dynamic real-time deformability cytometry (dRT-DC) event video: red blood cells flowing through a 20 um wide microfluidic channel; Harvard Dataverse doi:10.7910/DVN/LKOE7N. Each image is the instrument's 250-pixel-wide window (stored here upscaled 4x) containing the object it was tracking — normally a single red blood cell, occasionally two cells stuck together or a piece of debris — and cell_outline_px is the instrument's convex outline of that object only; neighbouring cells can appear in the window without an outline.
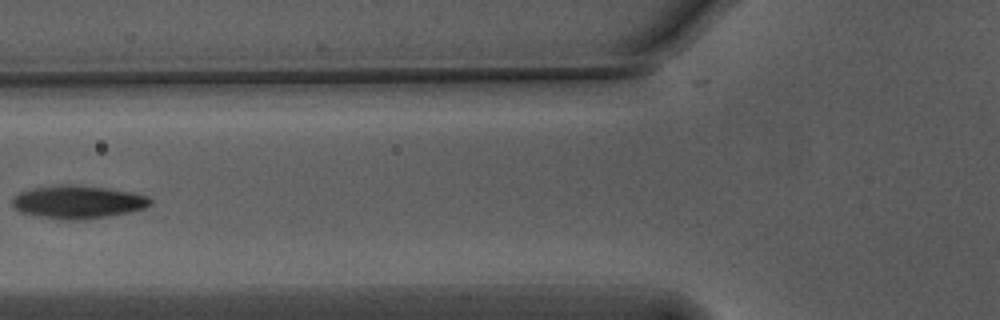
{"species": "Egyptian fruit bat (a non-hibernating species)", "species_latin": "Rousettus aegyptiacus", "temperature_condition": "warm", "stored_images_in_passage": 33, "camera_frame_rate_fps": 3000, "um_per_image_px": 0.085, "animal": {"sex": "male"}, "frame": {"image": 1, "passage_image": 2, "time_ms": 0.333, "image_size_px": [1000, 320], "cell_outline_px": [[152, 204], [144, 208], [132, 212], [108, 216], [80, 220], [64, 220], [36, 216], [20, 212], [12, 204], [12, 196], [20, 192], [32, 188], [60, 184], [68, 184], [104, 188], [128, 192], [148, 196], [152, 200]], "centroid_in_image_um": [6.59, 17.18], "position_along_channel_um": 119.2, "area_um2": 26.59}}
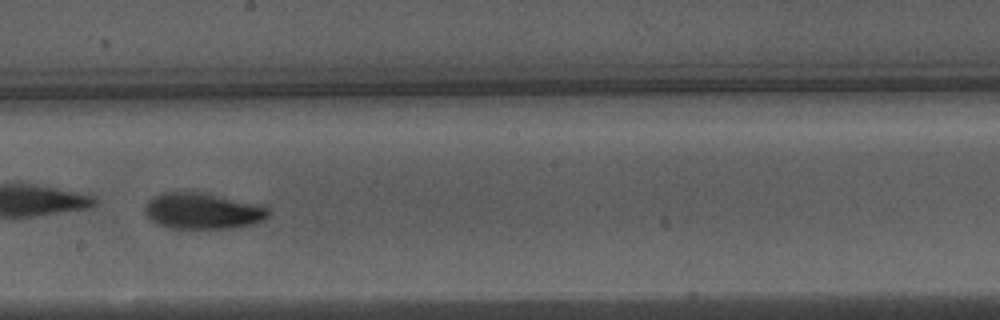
{"frame": {"image": 2, "passage_image": 11, "time_ms": 3.333, "image_size_px": [1000, 320], "cell_outline_px": [[272, 212], [264, 220], [256, 224], [232, 228], [168, 228], [156, 224], [144, 212], [144, 208], [148, 200], [160, 192], [200, 192], [260, 204], [268, 208]], "centroid_in_image_um": [17.24, 17.94], "position_along_channel_um": 231.0, "area_um2": 26.24}, "authors_computed_cell_mechanics": {"area_um2": 25.6632, "velocity_mm_per_s": 3.7301, "shape_relaxation_time_tau1_ms": 2.9832, "shape_relaxation_time_tau2_ms": null, "deformation_change_tau1": 0.1054, "deformation_change_tau2": null}}